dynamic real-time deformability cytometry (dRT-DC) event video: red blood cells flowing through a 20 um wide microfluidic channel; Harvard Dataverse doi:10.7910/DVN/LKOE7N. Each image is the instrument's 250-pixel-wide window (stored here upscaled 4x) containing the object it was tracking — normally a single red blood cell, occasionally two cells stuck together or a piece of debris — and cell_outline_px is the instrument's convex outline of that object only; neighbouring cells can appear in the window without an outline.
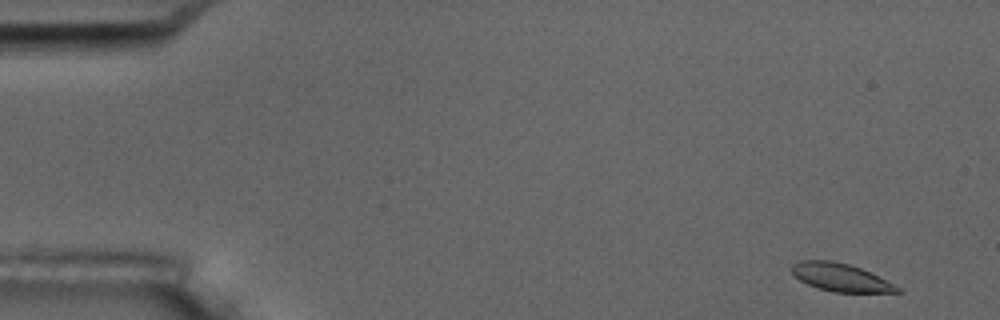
{"species": "common noctule bat (a hibernating species)", "species_latin": "Nyctalus noctula", "temperature_condition": "room temperature", "stored_images_in_passage": 4, "camera_frame_rate_fps": 3000, "um_per_image_px": 0.085, "animal": {"sex": "male", "body_mass_g": 17.5, "forearm_length_mm": 52.3}, "frame": {"image": 1, "passage_image": 1, "time_ms": 0.0, "image_size_px": [1000, 320], "cell_outline_px": [[900, 292], [832, 292], [816, 288], [800, 280], [792, 272], [792, 264], [800, 260], [832, 260], [848, 264], [860, 268], [900, 288]], "centroid_in_image_um": [71.38, 23.57], "position_along_channel_um": 13.6, "area_um2": 16.82}}
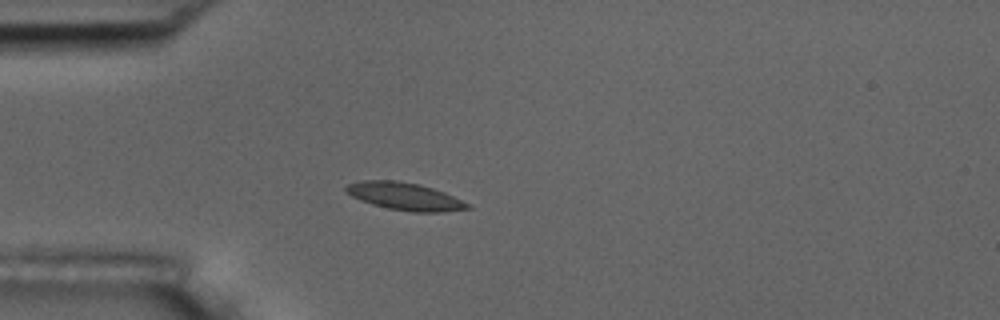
{"frame": {"image": 2, "passage_image": 4, "time_ms": 4.0, "image_size_px": [1000, 320], "cell_outline_px": [[472, 208], [440, 212], [412, 212], [388, 208], [372, 204], [360, 200], [344, 192], [344, 188], [348, 184], [360, 180], [396, 180], [420, 184], [444, 192], [472, 204]], "centroid_in_image_um": [34.4, 16.68], "position_along_channel_um": 50.6, "area_um2": 19.65}}